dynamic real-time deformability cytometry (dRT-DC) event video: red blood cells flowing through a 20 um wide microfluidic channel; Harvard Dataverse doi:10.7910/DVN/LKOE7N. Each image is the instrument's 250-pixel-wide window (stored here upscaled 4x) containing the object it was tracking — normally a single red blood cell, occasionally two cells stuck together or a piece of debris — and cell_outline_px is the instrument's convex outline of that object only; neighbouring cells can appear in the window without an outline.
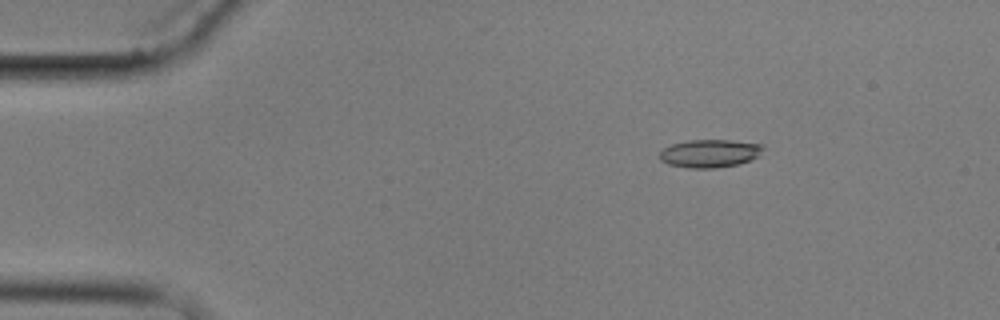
{"species": "common noctule bat (a hibernating species)", "species_latin": "Nyctalus noctula", "temperature_condition": "cold", "stored_images_in_passage": 6, "camera_frame_rate_fps": 3000, "um_per_image_px": 0.085, "animal": {"sex": "male", "body_mass_g": 17.9}, "frame": {"image": 1, "passage_image": 3, "time_ms": 2.333, "image_size_px": [1000, 320], "cell_outline_px": [[764, 148], [756, 156], [740, 164], [716, 168], [688, 168], [668, 164], [660, 160], [660, 152], [664, 148], [672, 144], [688, 140], [728, 140], [764, 144]], "centroid_in_image_um": [60.31, 13.04], "position_along_channel_um": 24.7, "area_um2": 16.82}}
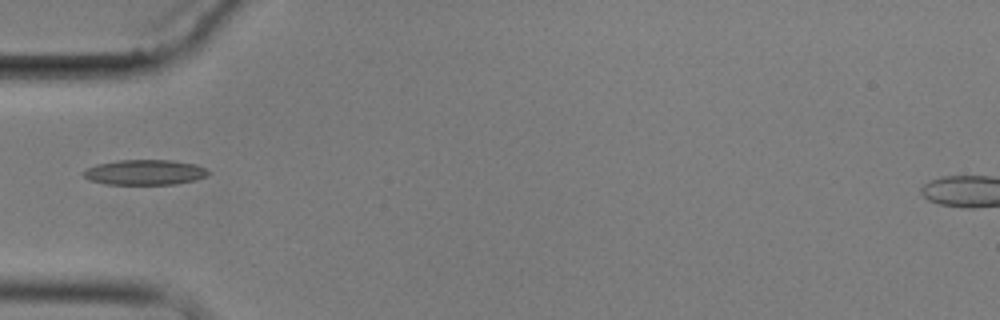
{"frame": {"image": 2, "passage_image": 6, "time_ms": 5.667, "image_size_px": [1000, 320], "cell_outline_px": [[212, 172], [196, 180], [176, 184], [104, 184], [88, 180], [80, 172], [96, 164], [120, 160], [172, 160], [196, 164]], "centroid_in_image_um": [12.29, 14.64], "position_along_channel_um": 72.7, "area_um2": 18.44}}